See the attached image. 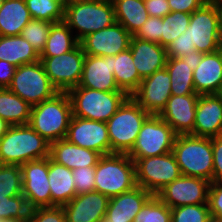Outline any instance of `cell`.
<instances>
[{
    "label": "cell",
    "instance_id": "f907efd6",
    "mask_svg": "<svg viewBox=\"0 0 222 222\" xmlns=\"http://www.w3.org/2000/svg\"><path fill=\"white\" fill-rule=\"evenodd\" d=\"M203 53L196 51L188 52L184 57L181 59L188 63L191 66V70L194 71L199 63L201 62Z\"/></svg>",
    "mask_w": 222,
    "mask_h": 222
},
{
    "label": "cell",
    "instance_id": "f546056e",
    "mask_svg": "<svg viewBox=\"0 0 222 222\" xmlns=\"http://www.w3.org/2000/svg\"><path fill=\"white\" fill-rule=\"evenodd\" d=\"M115 20L134 35L150 17L144 0H115Z\"/></svg>",
    "mask_w": 222,
    "mask_h": 222
},
{
    "label": "cell",
    "instance_id": "44dd1931",
    "mask_svg": "<svg viewBox=\"0 0 222 222\" xmlns=\"http://www.w3.org/2000/svg\"><path fill=\"white\" fill-rule=\"evenodd\" d=\"M191 135L210 138L222 135V99L217 94L199 95Z\"/></svg>",
    "mask_w": 222,
    "mask_h": 222
},
{
    "label": "cell",
    "instance_id": "cb8c5ba5",
    "mask_svg": "<svg viewBox=\"0 0 222 222\" xmlns=\"http://www.w3.org/2000/svg\"><path fill=\"white\" fill-rule=\"evenodd\" d=\"M195 92L198 95L217 94L222 84V48L203 54L193 71Z\"/></svg>",
    "mask_w": 222,
    "mask_h": 222
},
{
    "label": "cell",
    "instance_id": "836d02e7",
    "mask_svg": "<svg viewBox=\"0 0 222 222\" xmlns=\"http://www.w3.org/2000/svg\"><path fill=\"white\" fill-rule=\"evenodd\" d=\"M32 19L51 23L64 20V7L67 0H25Z\"/></svg>",
    "mask_w": 222,
    "mask_h": 222
},
{
    "label": "cell",
    "instance_id": "7402d4cb",
    "mask_svg": "<svg viewBox=\"0 0 222 222\" xmlns=\"http://www.w3.org/2000/svg\"><path fill=\"white\" fill-rule=\"evenodd\" d=\"M152 196L140 186L109 199L106 215L100 222H133L145 202Z\"/></svg>",
    "mask_w": 222,
    "mask_h": 222
},
{
    "label": "cell",
    "instance_id": "7bdbcfd3",
    "mask_svg": "<svg viewBox=\"0 0 222 222\" xmlns=\"http://www.w3.org/2000/svg\"><path fill=\"white\" fill-rule=\"evenodd\" d=\"M133 36L141 40L156 42L161 45L162 18L149 17Z\"/></svg>",
    "mask_w": 222,
    "mask_h": 222
},
{
    "label": "cell",
    "instance_id": "f5cc1de1",
    "mask_svg": "<svg viewBox=\"0 0 222 222\" xmlns=\"http://www.w3.org/2000/svg\"><path fill=\"white\" fill-rule=\"evenodd\" d=\"M214 2L218 5V8H219L221 28H222V0H214Z\"/></svg>",
    "mask_w": 222,
    "mask_h": 222
},
{
    "label": "cell",
    "instance_id": "d6986e66",
    "mask_svg": "<svg viewBox=\"0 0 222 222\" xmlns=\"http://www.w3.org/2000/svg\"><path fill=\"white\" fill-rule=\"evenodd\" d=\"M109 198L97 191L76 195L63 205L66 222H100L106 215Z\"/></svg>",
    "mask_w": 222,
    "mask_h": 222
},
{
    "label": "cell",
    "instance_id": "d590c367",
    "mask_svg": "<svg viewBox=\"0 0 222 222\" xmlns=\"http://www.w3.org/2000/svg\"><path fill=\"white\" fill-rule=\"evenodd\" d=\"M133 222H171V208L152 195L137 213Z\"/></svg>",
    "mask_w": 222,
    "mask_h": 222
},
{
    "label": "cell",
    "instance_id": "ba28073f",
    "mask_svg": "<svg viewBox=\"0 0 222 222\" xmlns=\"http://www.w3.org/2000/svg\"><path fill=\"white\" fill-rule=\"evenodd\" d=\"M67 93L73 116L102 122H107L129 97L124 91L105 92L80 86Z\"/></svg>",
    "mask_w": 222,
    "mask_h": 222
},
{
    "label": "cell",
    "instance_id": "ac0fdd59",
    "mask_svg": "<svg viewBox=\"0 0 222 222\" xmlns=\"http://www.w3.org/2000/svg\"><path fill=\"white\" fill-rule=\"evenodd\" d=\"M198 98V94L172 95L159 116L177 135L191 134L195 124Z\"/></svg>",
    "mask_w": 222,
    "mask_h": 222
},
{
    "label": "cell",
    "instance_id": "7a4b0ae2",
    "mask_svg": "<svg viewBox=\"0 0 222 222\" xmlns=\"http://www.w3.org/2000/svg\"><path fill=\"white\" fill-rule=\"evenodd\" d=\"M72 104L67 92L33 105L29 125L48 142L65 139L72 119Z\"/></svg>",
    "mask_w": 222,
    "mask_h": 222
},
{
    "label": "cell",
    "instance_id": "8d00e7d4",
    "mask_svg": "<svg viewBox=\"0 0 222 222\" xmlns=\"http://www.w3.org/2000/svg\"><path fill=\"white\" fill-rule=\"evenodd\" d=\"M22 195V172L19 165L0 164V196Z\"/></svg>",
    "mask_w": 222,
    "mask_h": 222
},
{
    "label": "cell",
    "instance_id": "4dcf8cb0",
    "mask_svg": "<svg viewBox=\"0 0 222 222\" xmlns=\"http://www.w3.org/2000/svg\"><path fill=\"white\" fill-rule=\"evenodd\" d=\"M32 106L8 88H0V118L10 126L27 125Z\"/></svg>",
    "mask_w": 222,
    "mask_h": 222
},
{
    "label": "cell",
    "instance_id": "6da1fadb",
    "mask_svg": "<svg viewBox=\"0 0 222 222\" xmlns=\"http://www.w3.org/2000/svg\"><path fill=\"white\" fill-rule=\"evenodd\" d=\"M50 156V142L29 124L10 126L0 139V164L19 165Z\"/></svg>",
    "mask_w": 222,
    "mask_h": 222
},
{
    "label": "cell",
    "instance_id": "b9f144b4",
    "mask_svg": "<svg viewBox=\"0 0 222 222\" xmlns=\"http://www.w3.org/2000/svg\"><path fill=\"white\" fill-rule=\"evenodd\" d=\"M27 222H66L62 206L30 209Z\"/></svg>",
    "mask_w": 222,
    "mask_h": 222
},
{
    "label": "cell",
    "instance_id": "ee69618b",
    "mask_svg": "<svg viewBox=\"0 0 222 222\" xmlns=\"http://www.w3.org/2000/svg\"><path fill=\"white\" fill-rule=\"evenodd\" d=\"M210 214L222 218V182H211L208 191Z\"/></svg>",
    "mask_w": 222,
    "mask_h": 222
},
{
    "label": "cell",
    "instance_id": "f6af8a7d",
    "mask_svg": "<svg viewBox=\"0 0 222 222\" xmlns=\"http://www.w3.org/2000/svg\"><path fill=\"white\" fill-rule=\"evenodd\" d=\"M213 182H222V135L212 137Z\"/></svg>",
    "mask_w": 222,
    "mask_h": 222
},
{
    "label": "cell",
    "instance_id": "4316f807",
    "mask_svg": "<svg viewBox=\"0 0 222 222\" xmlns=\"http://www.w3.org/2000/svg\"><path fill=\"white\" fill-rule=\"evenodd\" d=\"M0 60L19 67L39 61L40 55L22 35L0 36Z\"/></svg>",
    "mask_w": 222,
    "mask_h": 222
},
{
    "label": "cell",
    "instance_id": "e0dca14e",
    "mask_svg": "<svg viewBox=\"0 0 222 222\" xmlns=\"http://www.w3.org/2000/svg\"><path fill=\"white\" fill-rule=\"evenodd\" d=\"M132 35L118 22L92 32L79 41L83 52L93 56H116L130 46Z\"/></svg>",
    "mask_w": 222,
    "mask_h": 222
},
{
    "label": "cell",
    "instance_id": "9c48e42d",
    "mask_svg": "<svg viewBox=\"0 0 222 222\" xmlns=\"http://www.w3.org/2000/svg\"><path fill=\"white\" fill-rule=\"evenodd\" d=\"M8 89L31 106L49 100L59 93L40 60L16 67Z\"/></svg>",
    "mask_w": 222,
    "mask_h": 222
},
{
    "label": "cell",
    "instance_id": "7c38bea8",
    "mask_svg": "<svg viewBox=\"0 0 222 222\" xmlns=\"http://www.w3.org/2000/svg\"><path fill=\"white\" fill-rule=\"evenodd\" d=\"M85 55L79 44L73 50L60 56L40 57L46 74L58 92H68L79 85Z\"/></svg>",
    "mask_w": 222,
    "mask_h": 222
},
{
    "label": "cell",
    "instance_id": "52a82bcc",
    "mask_svg": "<svg viewBox=\"0 0 222 222\" xmlns=\"http://www.w3.org/2000/svg\"><path fill=\"white\" fill-rule=\"evenodd\" d=\"M149 114L129 96L106 122L111 154H128L133 148L142 124Z\"/></svg>",
    "mask_w": 222,
    "mask_h": 222
},
{
    "label": "cell",
    "instance_id": "484cf974",
    "mask_svg": "<svg viewBox=\"0 0 222 222\" xmlns=\"http://www.w3.org/2000/svg\"><path fill=\"white\" fill-rule=\"evenodd\" d=\"M48 179L51 207L63 206L77 195L72 170L56 163L50 157Z\"/></svg>",
    "mask_w": 222,
    "mask_h": 222
},
{
    "label": "cell",
    "instance_id": "db71d44e",
    "mask_svg": "<svg viewBox=\"0 0 222 222\" xmlns=\"http://www.w3.org/2000/svg\"><path fill=\"white\" fill-rule=\"evenodd\" d=\"M206 222H222V218L210 215Z\"/></svg>",
    "mask_w": 222,
    "mask_h": 222
},
{
    "label": "cell",
    "instance_id": "2e32d148",
    "mask_svg": "<svg viewBox=\"0 0 222 222\" xmlns=\"http://www.w3.org/2000/svg\"><path fill=\"white\" fill-rule=\"evenodd\" d=\"M171 79L166 68L142 79L131 97L149 114L160 115L171 94Z\"/></svg>",
    "mask_w": 222,
    "mask_h": 222
},
{
    "label": "cell",
    "instance_id": "5bb4252c",
    "mask_svg": "<svg viewBox=\"0 0 222 222\" xmlns=\"http://www.w3.org/2000/svg\"><path fill=\"white\" fill-rule=\"evenodd\" d=\"M22 172V195L30 209L51 207L48 171L49 157L29 161L20 166Z\"/></svg>",
    "mask_w": 222,
    "mask_h": 222
},
{
    "label": "cell",
    "instance_id": "30bf717a",
    "mask_svg": "<svg viewBox=\"0 0 222 222\" xmlns=\"http://www.w3.org/2000/svg\"><path fill=\"white\" fill-rule=\"evenodd\" d=\"M135 163L136 184L156 195L182 174L173 152L146 158H131Z\"/></svg>",
    "mask_w": 222,
    "mask_h": 222
},
{
    "label": "cell",
    "instance_id": "277c9868",
    "mask_svg": "<svg viewBox=\"0 0 222 222\" xmlns=\"http://www.w3.org/2000/svg\"><path fill=\"white\" fill-rule=\"evenodd\" d=\"M135 163L127 154L112 153L95 166V191L109 199L136 187Z\"/></svg>",
    "mask_w": 222,
    "mask_h": 222
},
{
    "label": "cell",
    "instance_id": "60d3db41",
    "mask_svg": "<svg viewBox=\"0 0 222 222\" xmlns=\"http://www.w3.org/2000/svg\"><path fill=\"white\" fill-rule=\"evenodd\" d=\"M72 174L77 195L95 191V166L80 167Z\"/></svg>",
    "mask_w": 222,
    "mask_h": 222
},
{
    "label": "cell",
    "instance_id": "d4e9b609",
    "mask_svg": "<svg viewBox=\"0 0 222 222\" xmlns=\"http://www.w3.org/2000/svg\"><path fill=\"white\" fill-rule=\"evenodd\" d=\"M53 161L75 170L80 167L96 166L101 155L93 150L80 147L60 139L50 143V156Z\"/></svg>",
    "mask_w": 222,
    "mask_h": 222
},
{
    "label": "cell",
    "instance_id": "6f0895ef",
    "mask_svg": "<svg viewBox=\"0 0 222 222\" xmlns=\"http://www.w3.org/2000/svg\"><path fill=\"white\" fill-rule=\"evenodd\" d=\"M98 1H103V2H110V3H113L115 0H98Z\"/></svg>",
    "mask_w": 222,
    "mask_h": 222
},
{
    "label": "cell",
    "instance_id": "ffe728a7",
    "mask_svg": "<svg viewBox=\"0 0 222 222\" xmlns=\"http://www.w3.org/2000/svg\"><path fill=\"white\" fill-rule=\"evenodd\" d=\"M112 69V56L85 55L80 87L114 92L122 91L117 86Z\"/></svg>",
    "mask_w": 222,
    "mask_h": 222
},
{
    "label": "cell",
    "instance_id": "11a10c76",
    "mask_svg": "<svg viewBox=\"0 0 222 222\" xmlns=\"http://www.w3.org/2000/svg\"><path fill=\"white\" fill-rule=\"evenodd\" d=\"M0 222H27L18 219H0Z\"/></svg>",
    "mask_w": 222,
    "mask_h": 222
},
{
    "label": "cell",
    "instance_id": "1f68e13d",
    "mask_svg": "<svg viewBox=\"0 0 222 222\" xmlns=\"http://www.w3.org/2000/svg\"><path fill=\"white\" fill-rule=\"evenodd\" d=\"M73 32L64 21L54 23L40 57L60 56L76 48L79 40L73 35Z\"/></svg>",
    "mask_w": 222,
    "mask_h": 222
},
{
    "label": "cell",
    "instance_id": "603a6c76",
    "mask_svg": "<svg viewBox=\"0 0 222 222\" xmlns=\"http://www.w3.org/2000/svg\"><path fill=\"white\" fill-rule=\"evenodd\" d=\"M139 76L143 79L164 69L167 63V50L156 42L141 40L132 35L129 46Z\"/></svg>",
    "mask_w": 222,
    "mask_h": 222
},
{
    "label": "cell",
    "instance_id": "f35d334b",
    "mask_svg": "<svg viewBox=\"0 0 222 222\" xmlns=\"http://www.w3.org/2000/svg\"><path fill=\"white\" fill-rule=\"evenodd\" d=\"M30 208L23 195L14 197L0 196V219L27 221Z\"/></svg>",
    "mask_w": 222,
    "mask_h": 222
},
{
    "label": "cell",
    "instance_id": "83f0119b",
    "mask_svg": "<svg viewBox=\"0 0 222 222\" xmlns=\"http://www.w3.org/2000/svg\"><path fill=\"white\" fill-rule=\"evenodd\" d=\"M31 19L25 0H4L0 8V36L21 35Z\"/></svg>",
    "mask_w": 222,
    "mask_h": 222
},
{
    "label": "cell",
    "instance_id": "8992f818",
    "mask_svg": "<svg viewBox=\"0 0 222 222\" xmlns=\"http://www.w3.org/2000/svg\"><path fill=\"white\" fill-rule=\"evenodd\" d=\"M188 52L212 53L222 48V28L218 5L209 0L191 13L186 29Z\"/></svg>",
    "mask_w": 222,
    "mask_h": 222
},
{
    "label": "cell",
    "instance_id": "680465c9",
    "mask_svg": "<svg viewBox=\"0 0 222 222\" xmlns=\"http://www.w3.org/2000/svg\"><path fill=\"white\" fill-rule=\"evenodd\" d=\"M3 1H4V0H0V8L2 7Z\"/></svg>",
    "mask_w": 222,
    "mask_h": 222
},
{
    "label": "cell",
    "instance_id": "5b68a950",
    "mask_svg": "<svg viewBox=\"0 0 222 222\" xmlns=\"http://www.w3.org/2000/svg\"><path fill=\"white\" fill-rule=\"evenodd\" d=\"M76 30L80 41L86 35L105 29L116 22L113 3L98 0H69L64 7V20Z\"/></svg>",
    "mask_w": 222,
    "mask_h": 222
},
{
    "label": "cell",
    "instance_id": "681fc988",
    "mask_svg": "<svg viewBox=\"0 0 222 222\" xmlns=\"http://www.w3.org/2000/svg\"><path fill=\"white\" fill-rule=\"evenodd\" d=\"M16 67L4 60H0V88H8L11 84Z\"/></svg>",
    "mask_w": 222,
    "mask_h": 222
},
{
    "label": "cell",
    "instance_id": "9f6ffc18",
    "mask_svg": "<svg viewBox=\"0 0 222 222\" xmlns=\"http://www.w3.org/2000/svg\"><path fill=\"white\" fill-rule=\"evenodd\" d=\"M217 95L222 99V84L220 86L219 91L217 92Z\"/></svg>",
    "mask_w": 222,
    "mask_h": 222
},
{
    "label": "cell",
    "instance_id": "9a60e30c",
    "mask_svg": "<svg viewBox=\"0 0 222 222\" xmlns=\"http://www.w3.org/2000/svg\"><path fill=\"white\" fill-rule=\"evenodd\" d=\"M65 139L80 147L111 154V144L106 122L72 116Z\"/></svg>",
    "mask_w": 222,
    "mask_h": 222
},
{
    "label": "cell",
    "instance_id": "f1b7e54d",
    "mask_svg": "<svg viewBox=\"0 0 222 222\" xmlns=\"http://www.w3.org/2000/svg\"><path fill=\"white\" fill-rule=\"evenodd\" d=\"M112 69L119 89L131 96L138 89L142 78L134 66L130 48L112 56Z\"/></svg>",
    "mask_w": 222,
    "mask_h": 222
},
{
    "label": "cell",
    "instance_id": "d6a6232c",
    "mask_svg": "<svg viewBox=\"0 0 222 222\" xmlns=\"http://www.w3.org/2000/svg\"><path fill=\"white\" fill-rule=\"evenodd\" d=\"M171 79L172 95L196 94L191 66L181 58L168 57L165 66Z\"/></svg>",
    "mask_w": 222,
    "mask_h": 222
},
{
    "label": "cell",
    "instance_id": "c3c4849f",
    "mask_svg": "<svg viewBox=\"0 0 222 222\" xmlns=\"http://www.w3.org/2000/svg\"><path fill=\"white\" fill-rule=\"evenodd\" d=\"M144 5L150 17L163 18L171 13L168 0H144Z\"/></svg>",
    "mask_w": 222,
    "mask_h": 222
},
{
    "label": "cell",
    "instance_id": "74e56055",
    "mask_svg": "<svg viewBox=\"0 0 222 222\" xmlns=\"http://www.w3.org/2000/svg\"><path fill=\"white\" fill-rule=\"evenodd\" d=\"M54 23L31 19L22 30V37L26 39L32 47L41 54L45 47L50 29Z\"/></svg>",
    "mask_w": 222,
    "mask_h": 222
},
{
    "label": "cell",
    "instance_id": "3957f363",
    "mask_svg": "<svg viewBox=\"0 0 222 222\" xmlns=\"http://www.w3.org/2000/svg\"><path fill=\"white\" fill-rule=\"evenodd\" d=\"M172 152L182 175L213 182L212 138L191 134L177 135Z\"/></svg>",
    "mask_w": 222,
    "mask_h": 222
},
{
    "label": "cell",
    "instance_id": "ab89813d",
    "mask_svg": "<svg viewBox=\"0 0 222 222\" xmlns=\"http://www.w3.org/2000/svg\"><path fill=\"white\" fill-rule=\"evenodd\" d=\"M210 215L208 204L185 205L171 209V222H206Z\"/></svg>",
    "mask_w": 222,
    "mask_h": 222
},
{
    "label": "cell",
    "instance_id": "8fae6325",
    "mask_svg": "<svg viewBox=\"0 0 222 222\" xmlns=\"http://www.w3.org/2000/svg\"><path fill=\"white\" fill-rule=\"evenodd\" d=\"M177 134L159 115H149L127 154L130 158H146L167 154L172 151Z\"/></svg>",
    "mask_w": 222,
    "mask_h": 222
},
{
    "label": "cell",
    "instance_id": "e575fe53",
    "mask_svg": "<svg viewBox=\"0 0 222 222\" xmlns=\"http://www.w3.org/2000/svg\"><path fill=\"white\" fill-rule=\"evenodd\" d=\"M191 14L171 12L162 18L161 46L164 48L177 39L189 27Z\"/></svg>",
    "mask_w": 222,
    "mask_h": 222
},
{
    "label": "cell",
    "instance_id": "816d5d0a",
    "mask_svg": "<svg viewBox=\"0 0 222 222\" xmlns=\"http://www.w3.org/2000/svg\"><path fill=\"white\" fill-rule=\"evenodd\" d=\"M9 127L10 125L5 120L0 118V139L6 134Z\"/></svg>",
    "mask_w": 222,
    "mask_h": 222
},
{
    "label": "cell",
    "instance_id": "bcb514c9",
    "mask_svg": "<svg viewBox=\"0 0 222 222\" xmlns=\"http://www.w3.org/2000/svg\"><path fill=\"white\" fill-rule=\"evenodd\" d=\"M209 0H168L171 12L193 13Z\"/></svg>",
    "mask_w": 222,
    "mask_h": 222
},
{
    "label": "cell",
    "instance_id": "7dc6e473",
    "mask_svg": "<svg viewBox=\"0 0 222 222\" xmlns=\"http://www.w3.org/2000/svg\"><path fill=\"white\" fill-rule=\"evenodd\" d=\"M167 56L174 58H182L188 53L187 32L182 33L177 39L172 41L166 48Z\"/></svg>",
    "mask_w": 222,
    "mask_h": 222
},
{
    "label": "cell",
    "instance_id": "4fadbf2b",
    "mask_svg": "<svg viewBox=\"0 0 222 222\" xmlns=\"http://www.w3.org/2000/svg\"><path fill=\"white\" fill-rule=\"evenodd\" d=\"M210 181L181 175L161 189L156 196L171 209L185 205L208 204Z\"/></svg>",
    "mask_w": 222,
    "mask_h": 222
}]
</instances>
